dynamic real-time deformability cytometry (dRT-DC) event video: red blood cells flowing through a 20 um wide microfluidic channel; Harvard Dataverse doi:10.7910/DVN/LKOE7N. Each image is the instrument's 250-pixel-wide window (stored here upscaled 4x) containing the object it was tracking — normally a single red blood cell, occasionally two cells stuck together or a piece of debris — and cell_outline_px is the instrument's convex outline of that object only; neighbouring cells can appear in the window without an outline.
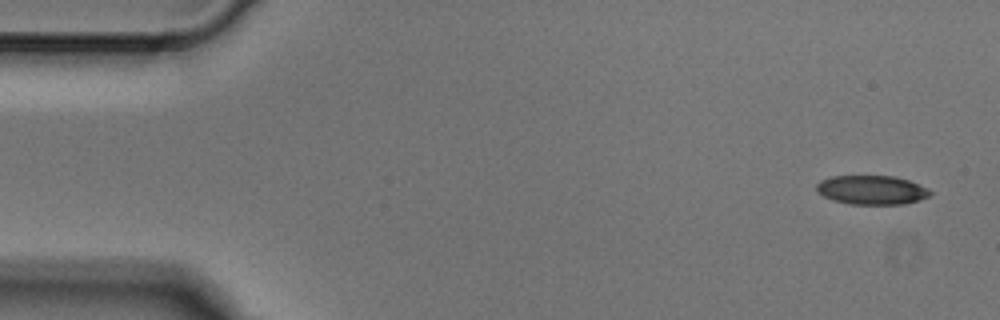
{"species": "Egyptian fruit bat (a non-hibernating species)", "species_latin": "Rousettus aegyptiacus", "temperature_condition": "cold", "stored_images_in_passage": 4, "camera_frame_rate_fps": 3000, "um_per_image_px": 0.085, "animal": {"sex": "male"}, "frame": {"image": 1, "passage_image": 1, "time_ms": 0.0, "image_size_px": [1000, 320], "cell_outline_px": [[932, 192], [928, 196], [920, 200], [904, 204], [848, 204], [832, 200], [816, 192], [816, 184], [820, 180], [832, 176], [896, 176], [908, 180], [928, 188]], "centroid_in_image_um": [74.07, 16.15], "position_along_channel_um": 10.9, "area_um2": 19.36}}
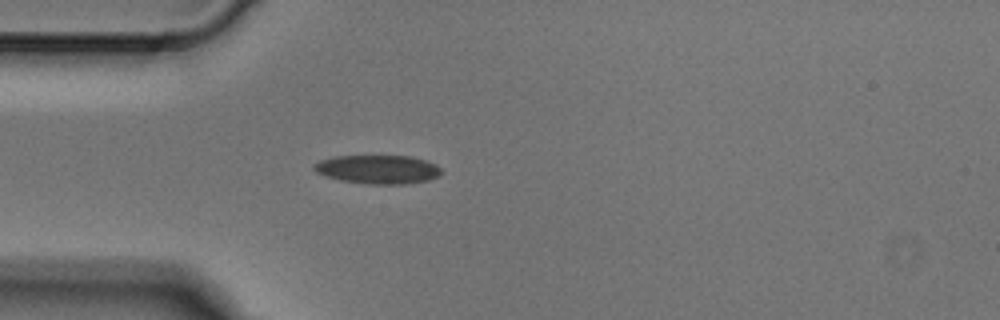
{"frame": {"image": 2, "passage_image": 4, "time_ms": 1.0, "image_size_px": [1000, 320], "cell_outline_px": [[444, 172], [440, 176], [428, 180], [408, 184], [372, 184], [340, 180], [316, 172], [312, 168], [312, 164], [320, 160], [332, 156], [408, 156], [424, 160], [436, 164]], "centroid_in_image_um": [32.13, 14.39], "position_along_channel_um": 52.9, "area_um2": 21.39}}